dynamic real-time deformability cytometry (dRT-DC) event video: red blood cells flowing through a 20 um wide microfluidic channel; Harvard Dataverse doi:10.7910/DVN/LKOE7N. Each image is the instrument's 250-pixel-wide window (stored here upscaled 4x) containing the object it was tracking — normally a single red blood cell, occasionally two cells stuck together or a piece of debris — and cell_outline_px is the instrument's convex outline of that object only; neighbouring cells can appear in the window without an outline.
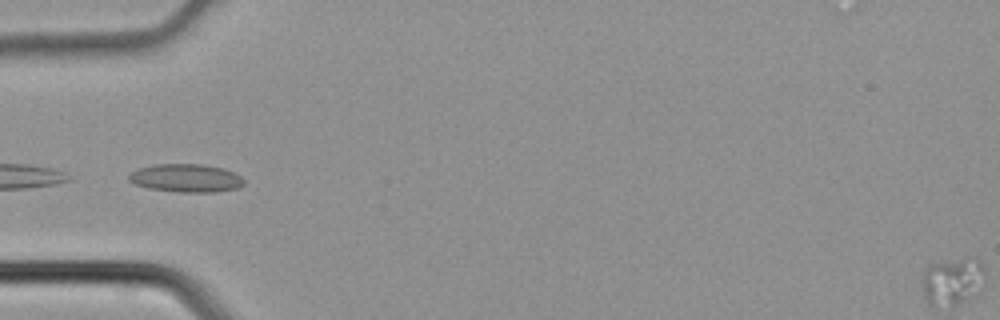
{"species": "common noctule bat (a hibernating species)", "species_latin": "Nyctalus noctula", "temperature_condition": "cold", "stored_images_in_passage": 3, "camera_frame_rate_fps": 3000, "um_per_image_px": 0.085, "animal": {"sex": "male", "body_mass_g": 21.5, "forearm_length_mm": 52.0}, "frame": {"image": 1, "passage_image": 3, "time_ms": 0.667, "image_size_px": [1000, 320], "cell_outline_px": [[244, 184], [236, 188], [216, 192], [180, 192], [148, 188], [136, 184], [128, 180], [128, 176], [136, 168], [152, 164], [200, 164], [224, 168], [240, 176], [244, 180]], "centroid_in_image_um": [15.79, 15.13], "position_along_channel_um": 69.2, "area_um2": 18.9}}